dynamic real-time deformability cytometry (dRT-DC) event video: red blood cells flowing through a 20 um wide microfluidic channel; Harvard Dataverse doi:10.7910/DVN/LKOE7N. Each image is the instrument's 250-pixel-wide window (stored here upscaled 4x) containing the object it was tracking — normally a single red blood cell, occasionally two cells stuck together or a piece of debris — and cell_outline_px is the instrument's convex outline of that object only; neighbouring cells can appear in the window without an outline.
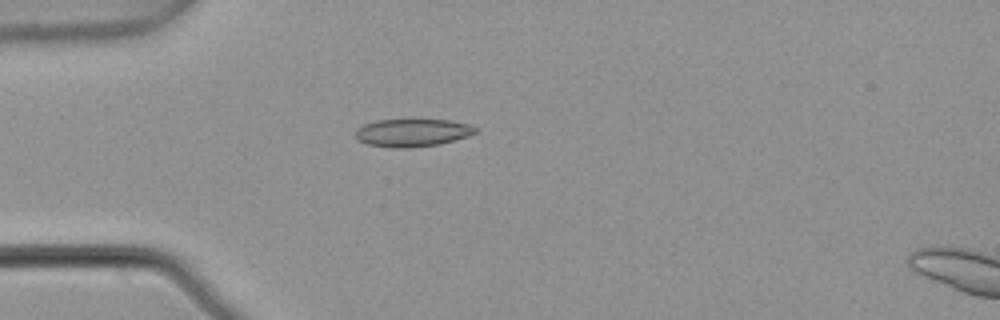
{"species": "common noctule bat (a hibernating species)", "species_latin": "Nyctalus noctula", "temperature_condition": "warm", "stored_images_in_passage": 4, "camera_frame_rate_fps": 3000, "um_per_image_px": 0.085, "animal": {"sex": "male", "body_mass_g": 21.5, "forearm_length_mm": 52.0}, "frame": {"image": 1, "passage_image": 4, "time_ms": 1.0, "image_size_px": [1000, 320], "cell_outline_px": [[476, 132], [468, 136], [440, 144], [408, 148], [392, 148], [368, 144], [356, 140], [356, 128], [364, 124], [376, 120], [448, 120], [468, 124], [476, 128]], "centroid_in_image_um": [35.01, 11.29], "position_along_channel_um": 50.0, "area_um2": 19.36}}